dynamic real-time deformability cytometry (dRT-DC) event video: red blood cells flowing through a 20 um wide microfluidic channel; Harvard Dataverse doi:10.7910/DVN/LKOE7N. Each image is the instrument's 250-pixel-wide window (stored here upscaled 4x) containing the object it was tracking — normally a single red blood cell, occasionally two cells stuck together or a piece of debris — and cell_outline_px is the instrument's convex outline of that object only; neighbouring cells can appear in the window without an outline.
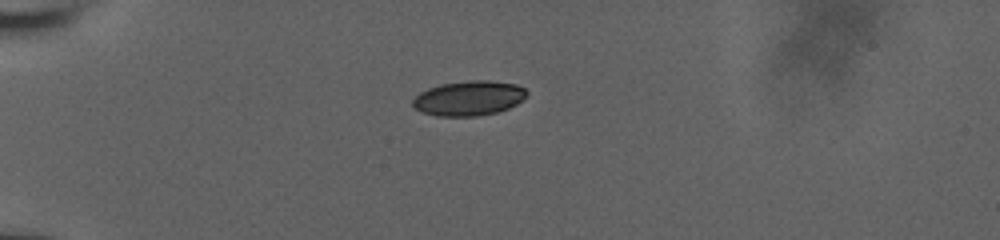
{"species": "human", "species_latin": "Homo sapiens", "temperature_condition": "room temperature", "stored_images_in_passage": 41, "camera_frame_rate_fps": 3000, "um_per_image_px": 0.085, "donor": {"sex": "male"}, "frame": {"image": 1, "passage_image": 1, "time_ms": 0.0, "image_size_px": [1000, 240], "cell_outline_px": [[528, 92], [524, 100], [508, 108], [496, 112], [476, 116], [436, 116], [424, 112], [416, 108], [412, 104], [412, 100], [420, 92], [428, 88], [440, 84], [468, 80], [488, 80], [516, 84], [524, 88]], "centroid_in_image_um": [39.86, 8.34], "position_along_channel_um": 45.1, "area_um2": 23.12}}
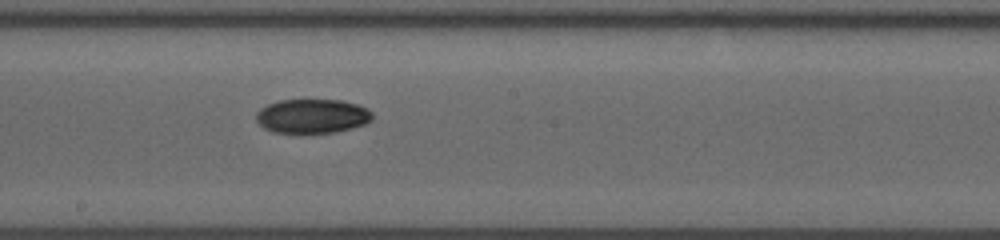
{"frame": {"image": 2, "passage_image": 18, "time_ms": 5.667, "image_size_px": [1000, 240], "cell_outline_px": [[372, 120], [364, 124], [352, 128], [336, 132], [272, 132], [264, 128], [256, 120], [256, 112], [260, 108], [268, 104], [280, 100], [344, 100], [368, 108], [372, 112]], "centroid_in_image_um": [26.55, 9.86], "position_along_channel_um": 221.7, "area_um2": 23.12}}
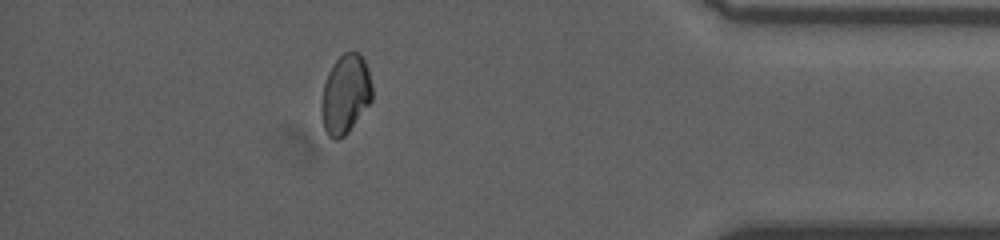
{"frame": {"image": 3, "passage_image": 35, "time_ms": 11.333, "image_size_px": [1000, 240], "cell_outline_px": [[372, 100], [348, 132], [344, 136], [336, 140], [332, 140], [328, 136], [324, 128], [320, 108], [324, 84], [328, 72], [332, 64], [344, 52], [360, 52], [364, 60], [368, 72], [372, 88]], "centroid_in_image_um": [29.34, 8.02], "position_along_channel_um": 405.9, "area_um2": 23.35}, "authors_computed_cell_mechanics": {"area_um2": 23.5246, "velocity_mm_per_s": 3.8394, "shape_relaxation_time_tau1_ms": 5.2685, "shape_relaxation_time_tau2_ms": null, "deformation_change_tau1": 0.0983, "deformation_change_tau2": null}}